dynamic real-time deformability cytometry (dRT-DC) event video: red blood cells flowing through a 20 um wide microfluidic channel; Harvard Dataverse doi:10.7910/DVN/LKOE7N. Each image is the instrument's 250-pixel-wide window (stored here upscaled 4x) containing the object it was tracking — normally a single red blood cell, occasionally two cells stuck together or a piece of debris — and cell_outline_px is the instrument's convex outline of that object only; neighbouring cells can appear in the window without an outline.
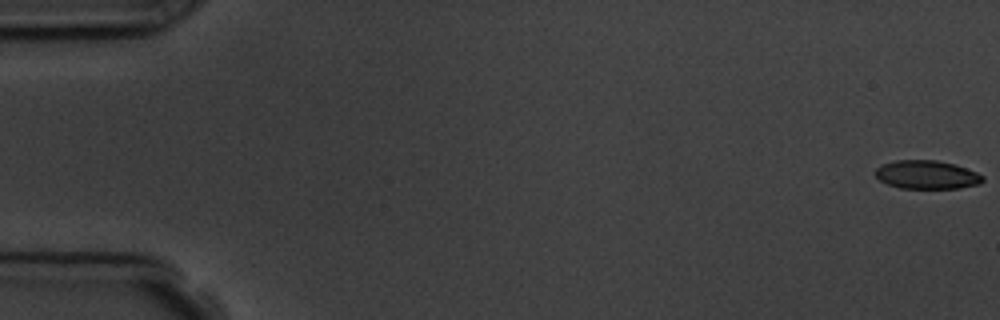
{"species": "common noctule bat (a hibernating species)", "species_latin": "Nyctalus noctula", "temperature_condition": "room temperature", "stored_images_in_passage": 4, "camera_frame_rate_fps": 3000, "um_per_image_px": 0.085, "animal": {"sex": "male", "body_mass_g": 19.5, "forearm_length_mm": 54.6}, "frame": {"image": 1, "passage_image": 1, "time_ms": 0.0, "image_size_px": [1000, 320], "cell_outline_px": [[984, 180], [980, 184], [960, 188], [900, 188], [888, 184], [880, 180], [876, 176], [876, 168], [884, 164], [896, 160], [936, 160], [956, 164], [976, 172], [984, 176]], "centroid_in_image_um": [78.82, 14.85], "position_along_channel_um": 6.2, "area_um2": 17.8}}